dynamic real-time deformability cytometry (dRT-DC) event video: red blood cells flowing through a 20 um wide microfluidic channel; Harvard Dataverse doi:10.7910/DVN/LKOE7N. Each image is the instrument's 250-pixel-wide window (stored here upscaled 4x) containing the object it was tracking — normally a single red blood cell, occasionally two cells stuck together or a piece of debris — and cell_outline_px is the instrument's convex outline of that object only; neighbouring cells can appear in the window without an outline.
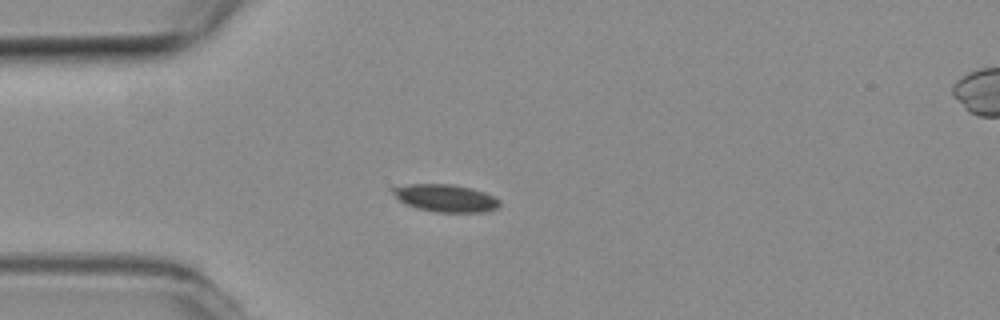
{"species": "common noctule bat (a hibernating species)", "species_latin": "Nyctalus noctula", "temperature_condition": "room temperature", "stored_images_in_passage": 3, "segment_of_instrument_passage": [1, 2], "camera_frame_rate_fps": 3000, "um_per_image_px": 0.085, "animal": {"sex": "female", "body_mass_g": 19.3, "forearm_length_mm": 54.1}, "frame": {"image": 1, "passage_image": 1, "time_ms": 0.0, "image_size_px": [1000, 320], "cell_outline_px": [[500, 204], [496, 208], [484, 212], [436, 212], [416, 208], [404, 204], [388, 188], [408, 184], [452, 184], [472, 188], [484, 192], [500, 200]], "centroid_in_image_um": [37.84, 16.83], "position_along_channel_um": 47.2, "area_um2": 17.17}}